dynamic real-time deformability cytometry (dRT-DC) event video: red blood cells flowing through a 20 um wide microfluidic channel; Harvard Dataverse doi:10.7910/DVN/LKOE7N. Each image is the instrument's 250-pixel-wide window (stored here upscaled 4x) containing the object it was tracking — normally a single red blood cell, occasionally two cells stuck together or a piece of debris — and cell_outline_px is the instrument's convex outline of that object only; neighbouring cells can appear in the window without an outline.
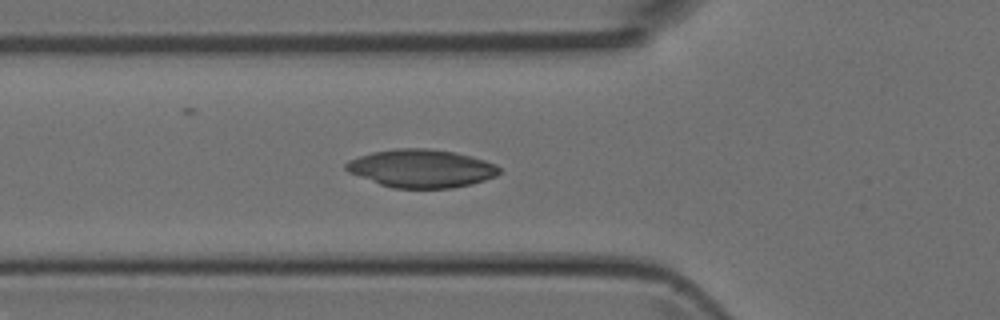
{"species": "Egyptian fruit bat (a non-hibernating species)", "species_latin": "Rousettus aegyptiacus", "temperature_condition": "room temperature", "stored_images_in_passage": 32, "camera_frame_rate_fps": 3000, "um_per_image_px": 0.085, "animal": {"sex": "female"}, "frame": {"image": 1, "passage_image": 8, "time_ms": 2.333, "image_size_px": [1000, 320], "cell_outline_px": [[500, 172], [496, 176], [472, 184], [452, 188], [392, 188], [380, 184], [348, 172], [344, 168], [344, 164], [348, 160], [372, 152], [396, 148], [428, 148], [452, 152], [484, 160], [496, 164], [500, 168]], "centroid_in_image_um": [35.79, 14.32], "position_along_channel_um": 90.0, "area_um2": 33.93}}
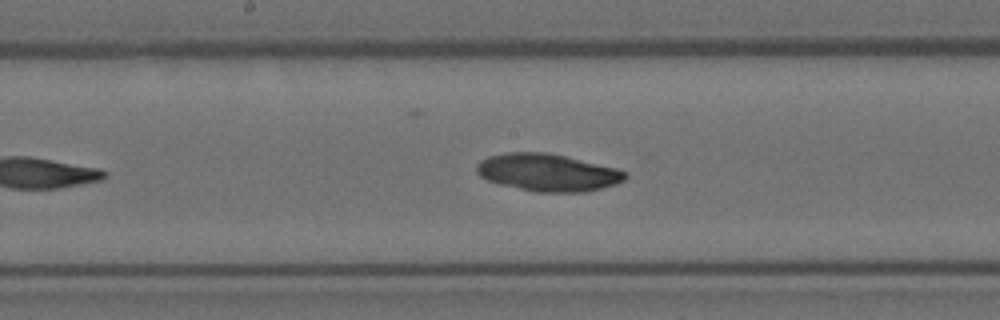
{"frame": {"image": 2, "passage_image": 16, "time_ms": 5.0, "image_size_px": [1000, 320], "cell_outline_px": [[628, 176], [624, 180], [616, 184], [584, 192], [536, 192], [500, 184], [488, 180], [480, 176], [476, 172], [476, 164], [480, 160], [488, 156], [508, 152], [548, 152], [616, 168], [628, 172]], "centroid_in_image_um": [46.54, 14.65], "position_along_channel_um": 201.7, "area_um2": 32.37}}
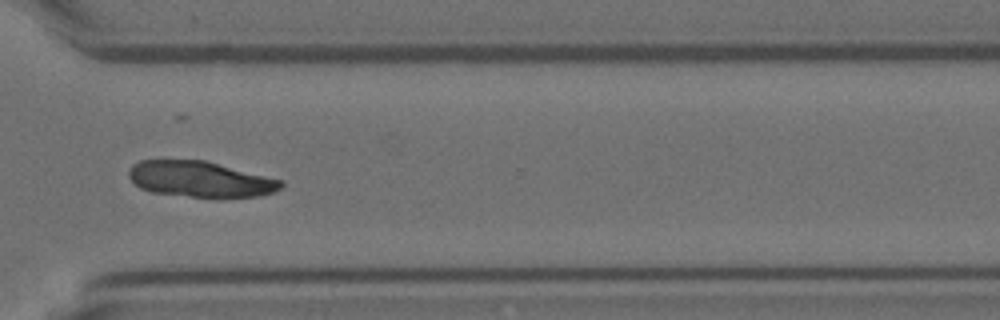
{"frame": {"image": 3, "passage_image": 27, "time_ms": 8.667, "image_size_px": [1000, 320], "cell_outline_px": [[284, 184], [280, 188], [272, 192], [256, 196], [192, 196], [152, 192], [140, 188], [128, 176], [128, 172], [132, 164], [140, 160], [204, 160], [284, 180]], "centroid_in_image_um": [17.0, 15.21], "position_along_channel_um": 353.6, "area_um2": 31.27}}